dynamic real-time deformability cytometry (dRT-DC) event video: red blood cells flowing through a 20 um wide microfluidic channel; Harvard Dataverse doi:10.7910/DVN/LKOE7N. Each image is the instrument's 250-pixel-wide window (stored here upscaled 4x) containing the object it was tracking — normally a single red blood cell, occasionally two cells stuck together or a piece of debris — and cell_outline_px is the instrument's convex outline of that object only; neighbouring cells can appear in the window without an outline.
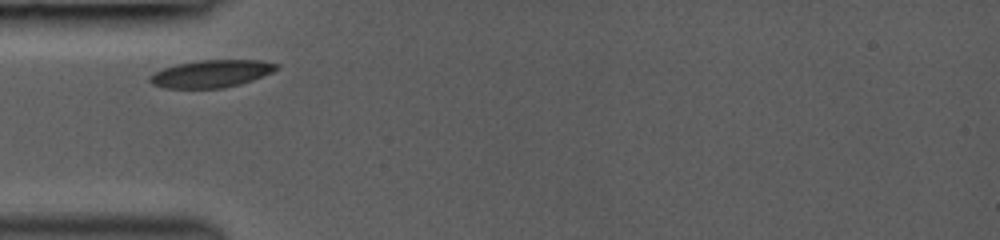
{"species": "common noctule bat (a hibernating species)", "species_latin": "Nyctalus noctula", "temperature_condition": "room temperature", "stored_images_in_passage": 13, "camera_frame_rate_fps": 3000, "um_per_image_px": 0.085, "animal": {"sex": "female", "body_mass_g": 19.0, "forearm_length_mm": 53.3}, "frame": {"image": 1, "passage_image": 1, "time_ms": 0.0, "image_size_px": [1000, 240], "cell_outline_px": [[280, 68], [272, 72], [252, 80], [240, 84], [224, 88], [164, 88], [152, 84], [148, 80], [148, 76], [164, 68], [176, 64], [196, 60], [260, 60], [280, 64]], "centroid_in_image_um": [17.97, 6.26], "position_along_channel_um": 67.0, "area_um2": 20.35}}
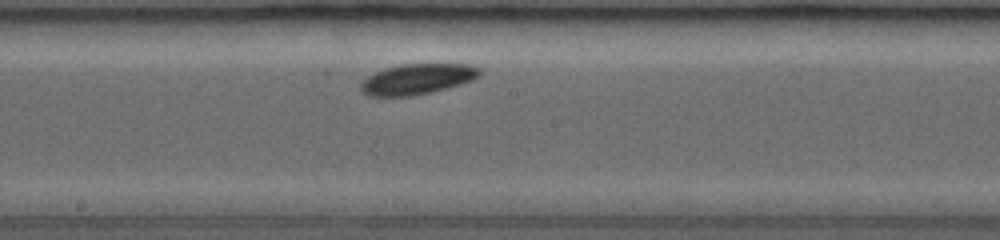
{"frame": {"image": 2, "passage_image": 6, "time_ms": 3.667, "image_size_px": [1000, 240], "cell_outline_px": [[480, 76], [472, 80], [460, 84], [428, 92], [408, 96], [368, 96], [360, 92], [360, 84], [368, 76], [384, 68], [404, 64], [468, 64], [480, 68]], "centroid_in_image_um": [35.44, 6.72], "position_along_channel_um": 212.8, "area_um2": 20.92}}
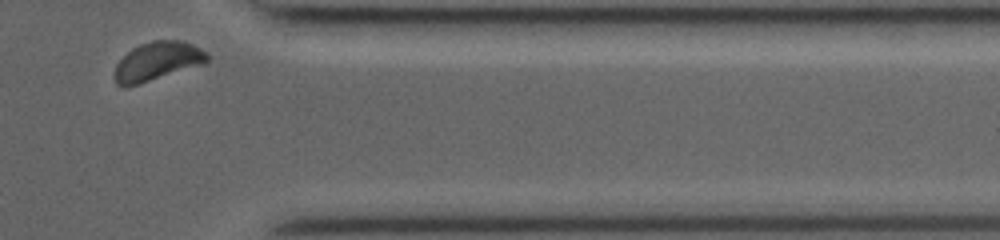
{"frame": {"image": 3, "passage_image": 13, "time_ms": 8.333, "image_size_px": [1000, 240], "cell_outline_px": [[208, 60], [200, 64], [128, 88], [116, 84], [112, 76], [116, 64], [132, 48], [140, 44], [152, 40], [180, 40], [192, 44], [208, 52]], "centroid_in_image_um": [13.31, 5.21], "position_along_channel_um": 398.1, "area_um2": 20.81}}